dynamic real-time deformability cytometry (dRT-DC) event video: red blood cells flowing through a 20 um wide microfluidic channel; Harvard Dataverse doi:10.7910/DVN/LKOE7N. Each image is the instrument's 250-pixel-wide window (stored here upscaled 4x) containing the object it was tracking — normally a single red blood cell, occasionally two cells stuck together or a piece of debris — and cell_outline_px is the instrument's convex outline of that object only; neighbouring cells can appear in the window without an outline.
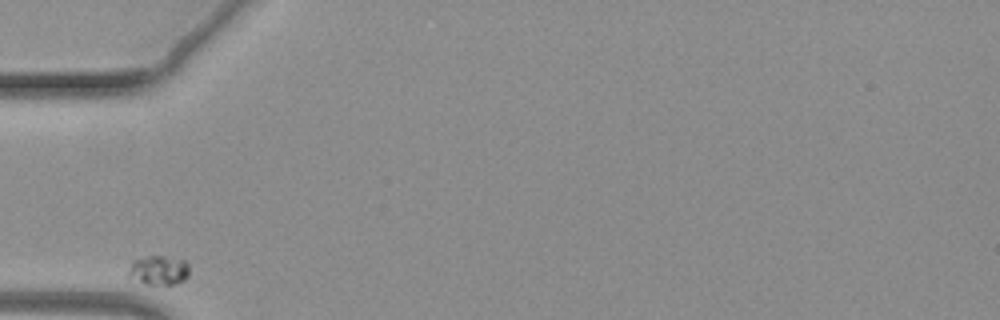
{"species": "common noctule bat (a hibernating species)", "species_latin": "Nyctalus noctula", "temperature_condition": "warm", "stored_images_in_passage": 39, "camera_frame_rate_fps": 3000, "um_per_image_px": 0.085, "animal": {"sex": "female", "body_mass_g": 19.3, "forearm_length_mm": 54.1}, "frame": {"image": 1, "passage_image": 1, "time_ms": 0.0, "image_size_px": [1000, 320], "cell_outline_px": [[188, 276], [184, 280], [168, 288], [144, 284], [128, 276], [128, 268], [132, 260], [148, 256], [164, 256], [184, 260], [188, 264]], "centroid_in_image_um": [13.48, 23.02], "position_along_channel_um": 71.5, "area_um2": 10.92}}
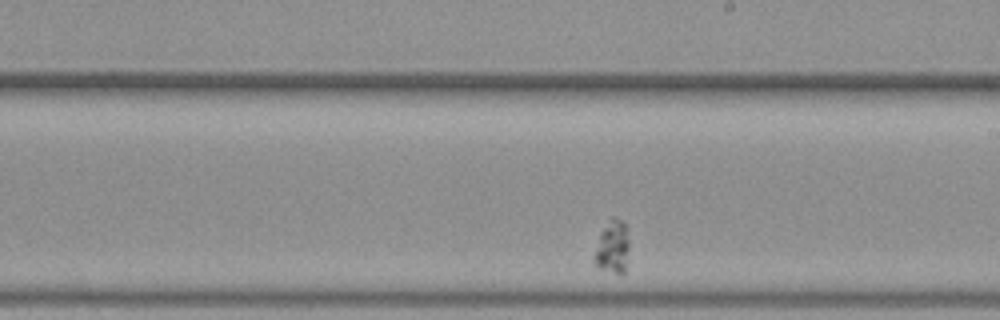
{"frame": {"image": 2, "passage_image": 23, "time_ms": 7.333, "image_size_px": [1000, 320], "cell_outline_px": [[628, 248], [624, 272], [620, 276], [596, 268], [592, 256], [600, 232], [612, 216], [616, 216], [624, 224], [628, 240]], "centroid_in_image_um": [52.0, 21.05], "position_along_channel_um": 237.0, "area_um2": 10.98}}
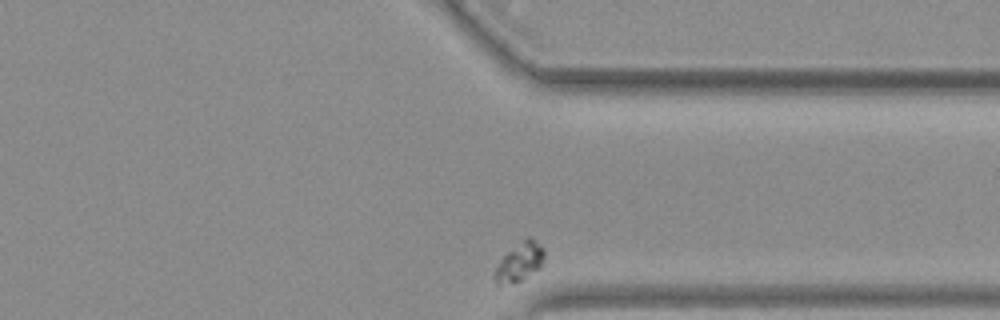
{"frame": {"image": 3, "passage_image": 39, "time_ms": 12.667, "image_size_px": [1000, 320], "cell_outline_px": [[544, 256], [540, 268], [520, 280], [512, 284], [500, 288], [496, 284], [492, 276], [500, 260], [508, 252], [528, 236], [540, 244], [544, 248]], "centroid_in_image_um": [44.12, 22.33], "position_along_channel_um": 367.3, "area_um2": 11.16}}